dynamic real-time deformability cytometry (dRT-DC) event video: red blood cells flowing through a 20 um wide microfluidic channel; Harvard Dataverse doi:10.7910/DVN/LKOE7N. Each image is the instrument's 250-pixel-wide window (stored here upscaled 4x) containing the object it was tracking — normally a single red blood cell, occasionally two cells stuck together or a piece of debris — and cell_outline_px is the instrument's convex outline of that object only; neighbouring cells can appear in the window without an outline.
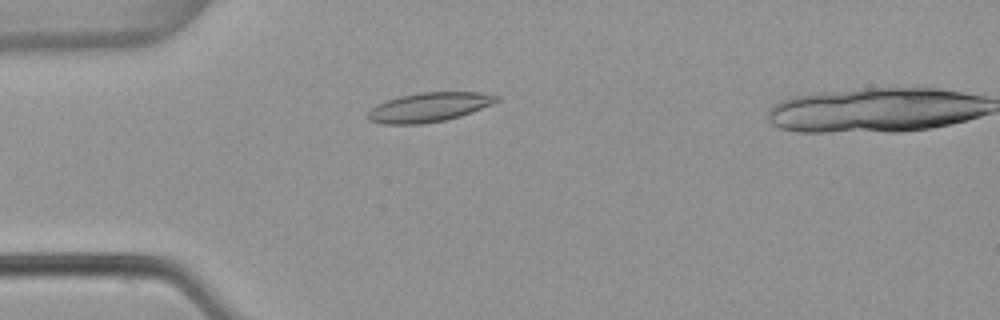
{"species": "common noctule bat (a hibernating species)", "species_latin": "Nyctalus noctula", "temperature_condition": "warm", "stored_images_in_passage": 51, "camera_frame_rate_fps": 3000, "um_per_image_px": 0.085, "animal": {"sex": "female", "body_mass_g": 22.7, "forearm_length_mm": 54.2}, "frame": {"image": 1, "passage_image": 15, "time_ms": 4.667, "image_size_px": [1000, 320], "cell_outline_px": [[500, 100], [492, 104], [472, 112], [460, 116], [444, 120], [420, 124], [384, 124], [368, 120], [368, 112], [376, 104], [400, 96], [420, 92], [480, 92], [500, 96]], "centroid_in_image_um": [36.48, 9.1], "position_along_channel_um": 48.5, "area_um2": 21.91}}
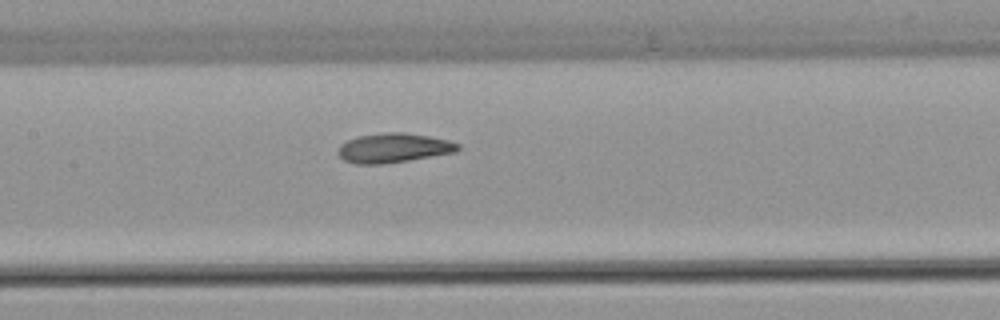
{"frame": {"image": 2, "passage_image": 26, "time_ms": 8.333, "image_size_px": [1000, 320], "cell_outline_px": [[460, 148], [456, 152], [384, 164], [356, 164], [344, 160], [336, 152], [340, 144], [356, 136], [384, 132], [404, 132], [428, 136], [448, 140], [460, 144]], "centroid_in_image_um": [33.43, 12.57], "position_along_channel_um": 174.0, "area_um2": 20.63}}
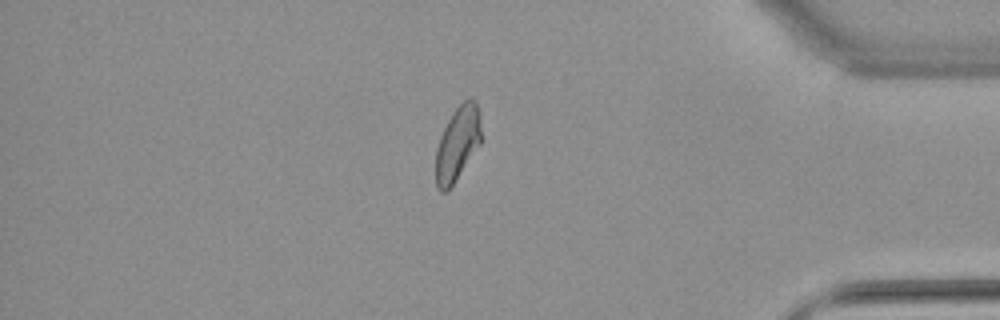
{"frame": {"image": 3, "passage_image": 46, "time_ms": 15.0, "image_size_px": [1000, 320], "cell_outline_px": [[480, 144], [452, 184], [444, 192], [440, 192], [436, 188], [436, 148], [440, 136], [452, 112], [464, 100], [472, 96], [476, 100], [480, 112]], "centroid_in_image_um": [38.89, 12.15], "position_along_channel_um": 396.3, "area_um2": 19.48}}